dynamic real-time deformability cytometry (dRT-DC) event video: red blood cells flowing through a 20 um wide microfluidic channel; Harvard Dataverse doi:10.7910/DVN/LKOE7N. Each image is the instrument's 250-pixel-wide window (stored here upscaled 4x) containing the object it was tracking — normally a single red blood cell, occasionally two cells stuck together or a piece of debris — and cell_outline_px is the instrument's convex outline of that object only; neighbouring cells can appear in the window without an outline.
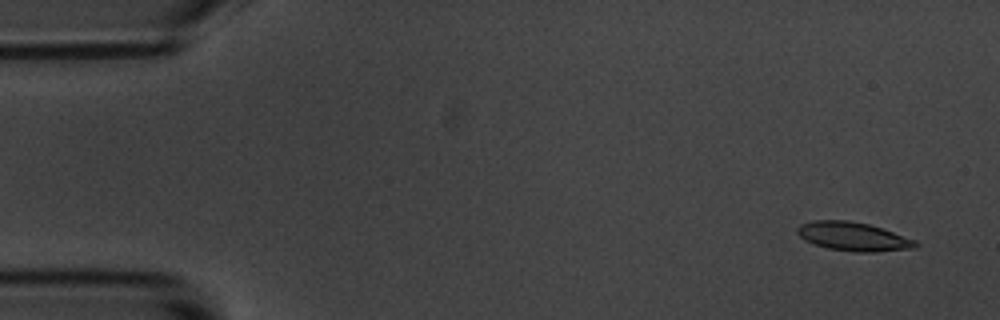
{"species": "common noctule bat (a hibernating species)", "species_latin": "Nyctalus noctula", "temperature_condition": "room temperature", "stored_images_in_passage": 4, "camera_frame_rate_fps": 3000, "um_per_image_px": 0.085, "animal": {"sex": "male", "body_mass_g": 20.1, "forearm_length_mm": 53.5}, "frame": {"image": 1, "passage_image": 1, "time_ms": 0.0, "image_size_px": [1000, 320], "cell_outline_px": [[920, 244], [916, 248], [876, 252], [852, 252], [828, 248], [812, 244], [804, 240], [796, 232], [796, 228], [800, 224], [812, 220], [848, 220], [868, 224], [916, 240]], "centroid_in_image_um": [72.5, 20.11], "position_along_channel_um": 12.5, "area_um2": 19.94}}